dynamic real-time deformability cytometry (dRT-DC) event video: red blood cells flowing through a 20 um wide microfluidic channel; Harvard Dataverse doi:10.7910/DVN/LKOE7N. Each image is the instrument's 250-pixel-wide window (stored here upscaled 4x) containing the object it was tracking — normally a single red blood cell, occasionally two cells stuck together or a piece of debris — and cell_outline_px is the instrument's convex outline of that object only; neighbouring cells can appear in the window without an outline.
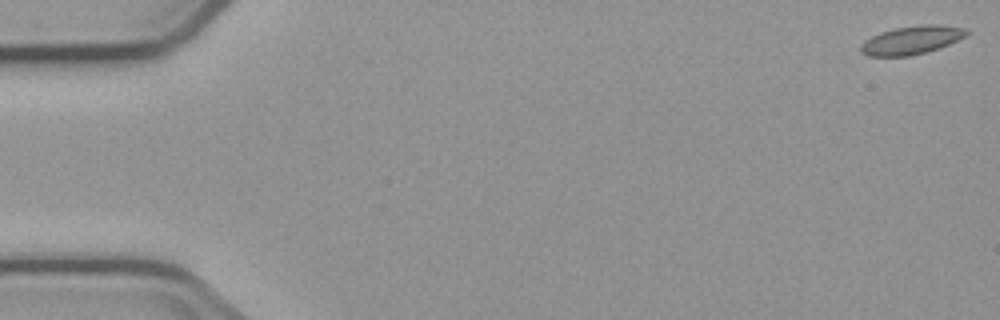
{"species": "common noctule bat (a hibernating species)", "species_latin": "Nyctalus noctula", "temperature_condition": "cold", "stored_images_in_passage": 5, "camera_frame_rate_fps": 3000, "um_per_image_px": 0.085, "animal": {"sex": "male", "body_mass_g": 23.1, "forearm_length_mm": 52.7}, "frame": {"image": 1, "passage_image": 1, "time_ms": 0.0, "image_size_px": [1000, 320], "cell_outline_px": [[972, 32], [948, 44], [924, 52], [908, 56], [868, 56], [860, 52], [860, 44], [864, 40], [880, 32], [896, 28], [924, 24], [940, 24], [968, 28]], "centroid_in_image_um": [77.48, 3.39], "position_along_channel_um": 7.5, "area_um2": 17.46}}